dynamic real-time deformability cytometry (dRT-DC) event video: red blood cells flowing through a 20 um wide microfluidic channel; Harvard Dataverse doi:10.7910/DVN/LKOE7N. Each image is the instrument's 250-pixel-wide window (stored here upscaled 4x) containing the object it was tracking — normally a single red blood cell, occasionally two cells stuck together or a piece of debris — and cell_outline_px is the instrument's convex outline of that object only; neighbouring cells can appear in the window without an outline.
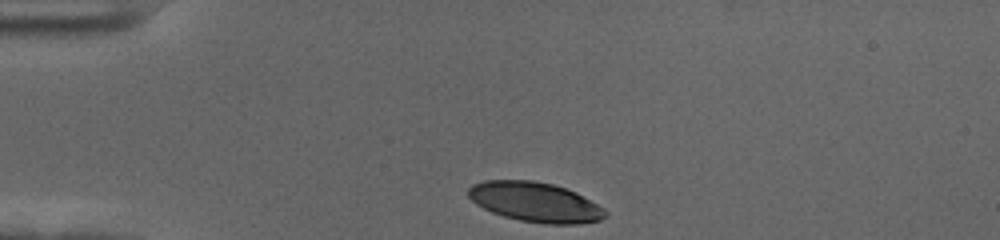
{"species": "human", "species_latin": "Homo sapiens", "temperature_condition": "cold", "stored_images_in_passage": 35, "camera_frame_rate_fps": 3000, "um_per_image_px": 0.085, "donor": {"sex": "female"}, "frame": {"image": 1, "passage_image": 1, "time_ms": 0.0, "image_size_px": [1000, 240], "cell_outline_px": [[608, 212], [600, 220], [580, 224], [544, 224], [520, 220], [504, 216], [492, 212], [476, 204], [468, 196], [468, 188], [472, 184], [484, 180], [532, 180], [552, 184], [576, 192], [604, 208]], "centroid_in_image_um": [45.48, 17.17], "position_along_channel_um": 39.5, "area_um2": 31.67}}
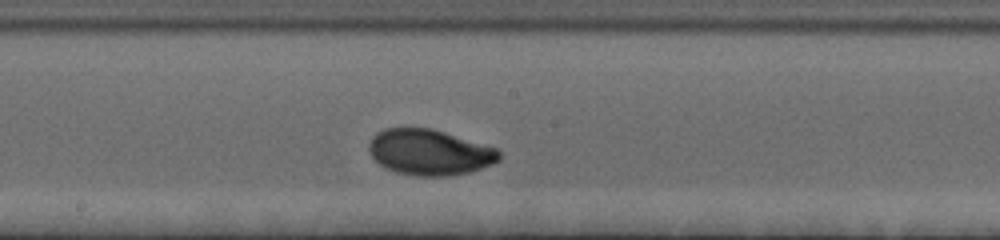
{"frame": {"image": 2, "passage_image": 19, "time_ms": 6.0, "image_size_px": [1000, 240], "cell_outline_px": [[500, 160], [492, 164], [468, 172], [448, 176], [416, 176], [396, 172], [384, 168], [372, 156], [368, 148], [368, 144], [372, 136], [376, 132], [384, 128], [432, 128], [496, 148], [500, 152]], "centroid_in_image_um": [36.48, 12.94], "position_along_channel_um": 211.7, "area_um2": 34.68}}
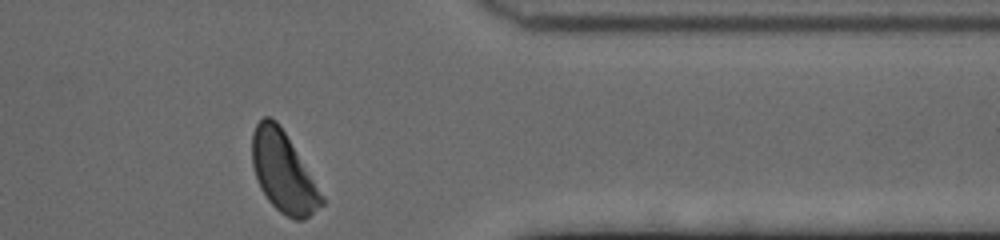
{"frame": {"image": 3, "passage_image": 35, "time_ms": 11.333, "image_size_px": [1000, 240], "cell_outline_px": [[324, 204], [304, 220], [296, 220], [280, 212], [268, 200], [260, 188], [252, 164], [252, 132], [256, 124], [264, 116], [272, 116], [280, 124], [324, 196]], "centroid_in_image_um": [24.08, 14.61], "position_along_channel_um": 387.3, "area_um2": 32.43}, "authors_computed_cell_mechanics": {"area_um2": 33.2928, "velocity_mm_per_s": 3.5158, "shape_relaxation_time_tau1_ms": 3.8851, "shape_relaxation_time_tau2_ms": null, "deformation_change_tau1": 0.1787, "deformation_change_tau2": null}}